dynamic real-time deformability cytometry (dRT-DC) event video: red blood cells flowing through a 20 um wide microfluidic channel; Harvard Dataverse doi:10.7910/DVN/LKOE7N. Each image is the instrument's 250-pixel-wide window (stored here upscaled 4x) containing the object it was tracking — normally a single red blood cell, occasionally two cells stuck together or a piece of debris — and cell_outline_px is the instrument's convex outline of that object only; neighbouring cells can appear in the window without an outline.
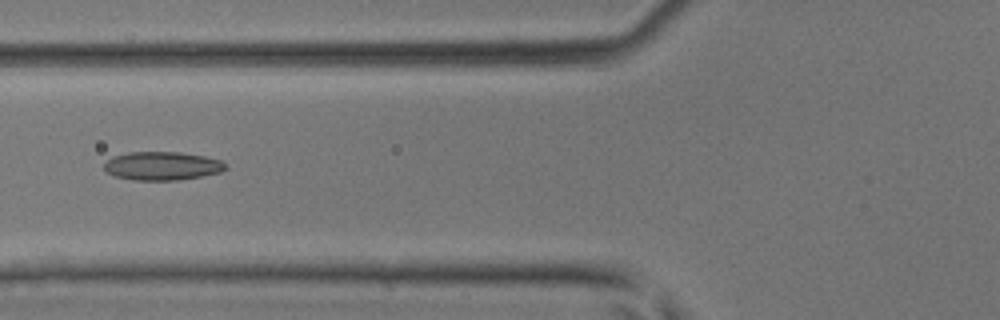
{"species": "common noctule bat (a hibernating species)", "species_latin": "Nyctalus noctula", "temperature_condition": "room temperature", "stored_images_in_passage": 46, "camera_frame_rate_fps": 3000, "um_per_image_px": 0.085, "animal": {"sex": "male", "body_mass_g": 17.9, "forearm_length_mm": 54.2}, "frame": {"image": 1, "passage_image": 19, "time_ms": 6.0, "image_size_px": [1000, 320], "cell_outline_px": [[228, 168], [220, 172], [180, 180], [132, 180], [116, 176], [108, 172], [104, 168], [104, 164], [112, 156], [128, 152], [180, 152], [204, 156], [220, 160]], "centroid_in_image_um": [13.77, 14.1], "position_along_channel_um": 112.0, "area_um2": 20.06}}
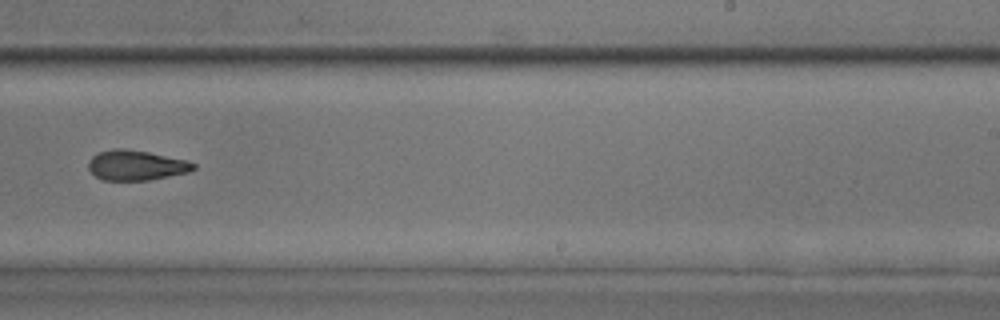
{"frame": {"image": 2, "passage_image": 30, "time_ms": 9.667, "image_size_px": [1000, 320], "cell_outline_px": [[196, 168], [188, 172], [148, 180], [104, 180], [96, 176], [88, 168], [88, 160], [92, 156], [100, 152], [112, 148], [124, 148], [148, 152], [188, 160], [196, 164]], "centroid_in_image_um": [11.57, 14.04], "position_along_channel_um": 277.4, "area_um2": 18.38}}
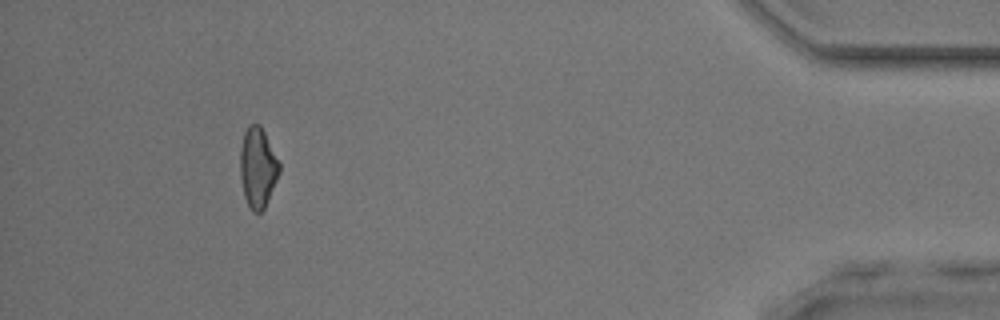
{"frame": {"image": 3, "passage_image": 43, "time_ms": 14.0, "image_size_px": [1000, 320], "cell_outline_px": [[280, 172], [268, 200], [264, 208], [260, 212], [252, 212], [244, 196], [240, 176], [240, 148], [244, 132], [248, 124], [260, 124], [280, 164]], "centroid_in_image_um": [21.89, 14.24], "position_along_channel_um": 413.3, "area_um2": 18.21}}